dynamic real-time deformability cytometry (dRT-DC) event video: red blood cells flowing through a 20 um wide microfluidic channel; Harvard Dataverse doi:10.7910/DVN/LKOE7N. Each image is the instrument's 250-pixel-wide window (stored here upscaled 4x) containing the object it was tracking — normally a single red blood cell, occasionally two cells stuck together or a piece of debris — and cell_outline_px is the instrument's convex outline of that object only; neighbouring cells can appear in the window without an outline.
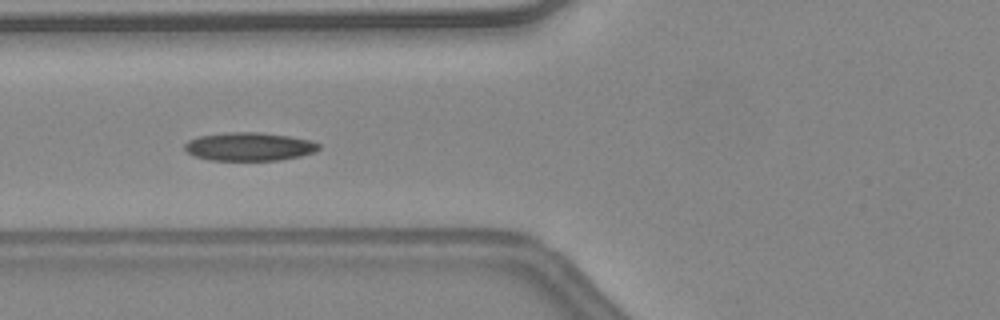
{"species": "common noctule bat (a hibernating species)", "species_latin": "Nyctalus noctula", "temperature_condition": "warm", "stored_images_in_passage": 49, "camera_frame_rate_fps": 3000, "um_per_image_px": 0.085, "animal": {"sex": "female", "body_mass_g": 24.6, "forearm_length_mm": 56.2}, "frame": {"image": 1, "passage_image": 22, "time_ms": 7.0, "image_size_px": [1000, 320], "cell_outline_px": [[320, 148], [316, 152], [300, 156], [280, 160], [208, 160], [196, 156], [188, 152], [184, 148], [184, 144], [188, 140], [200, 136], [228, 132], [260, 132], [288, 136], [312, 140], [320, 144]], "centroid_in_image_um": [21.21, 12.46], "position_along_channel_um": 104.6, "area_um2": 22.2}, "authors_computed_cell_mechanics": {"area_um2": 20.9814, "velocity_mm_per_s": 4.5228, "shape_relaxation_time_tau1_ms": 5.7168, "shape_relaxation_time_tau2_ms": 2.1655, "deformation_change_tau1": 0.1456, "deformation_change_tau2": 0.0791}}